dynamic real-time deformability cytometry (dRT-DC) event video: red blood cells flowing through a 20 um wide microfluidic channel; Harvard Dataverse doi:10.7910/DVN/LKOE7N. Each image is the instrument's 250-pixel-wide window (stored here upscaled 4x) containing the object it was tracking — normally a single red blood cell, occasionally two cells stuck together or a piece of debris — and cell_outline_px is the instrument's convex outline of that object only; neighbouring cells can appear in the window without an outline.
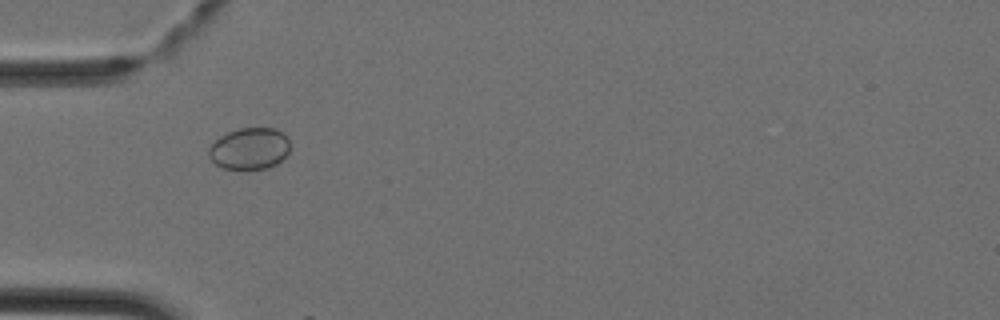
{"species": "Egyptian fruit bat (a non-hibernating species)", "species_latin": "Rousettus aegyptiacus", "temperature_condition": "cold", "stored_images_in_passage": 4, "camera_frame_rate_fps": 3000, "um_per_image_px": 0.085, "animal": {"sex": "female"}, "frame": {"image": 1, "passage_image": 3, "time_ms": 0.667, "image_size_px": [1000, 320], "cell_outline_px": [[288, 152], [276, 164], [268, 168], [220, 168], [208, 156], [208, 148], [220, 136], [228, 132], [240, 128], [276, 128], [288, 136]], "centroid_in_image_um": [21.19, 12.61], "position_along_channel_um": 63.8, "area_um2": 19.54}}